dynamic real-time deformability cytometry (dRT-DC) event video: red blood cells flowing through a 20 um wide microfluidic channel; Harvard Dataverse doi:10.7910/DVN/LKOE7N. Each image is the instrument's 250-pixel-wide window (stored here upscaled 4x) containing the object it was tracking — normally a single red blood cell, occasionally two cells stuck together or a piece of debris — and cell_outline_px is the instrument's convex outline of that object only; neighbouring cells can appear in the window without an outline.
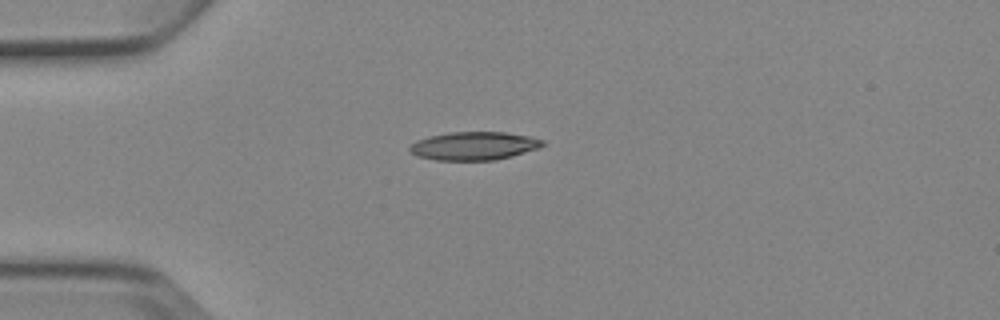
{"species": "Egyptian fruit bat (a non-hibernating species)", "species_latin": "Rousettus aegyptiacus", "temperature_condition": "cold", "stored_images_in_passage": 3, "camera_frame_rate_fps": 3000, "um_per_image_px": 0.085, "animal": {"sex": "female"}, "frame": {"image": 1, "passage_image": 1, "time_ms": 0.0, "image_size_px": [1000, 320], "cell_outline_px": [[544, 144], [536, 148], [512, 156], [496, 160], [436, 160], [416, 156], [408, 148], [416, 140], [428, 136], [448, 132], [504, 132], [528, 136], [544, 140]], "centroid_in_image_um": [40.24, 12.4], "position_along_channel_um": 44.8, "area_um2": 21.79}}
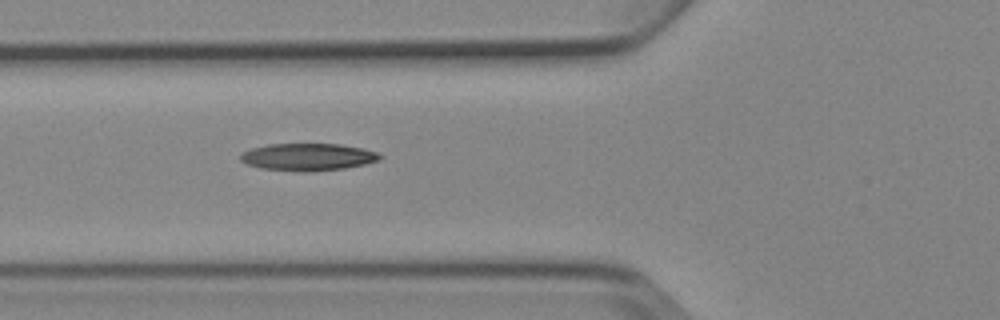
{"frame": {"image": 2, "passage_image": 3, "time_ms": 2.0, "image_size_px": [1000, 320], "cell_outline_px": [[384, 156], [380, 160], [364, 164], [344, 168], [304, 172], [300, 172], [260, 168], [244, 164], [240, 160], [240, 156], [244, 152], [252, 148], [268, 144], [340, 144], [364, 148], [376, 152]], "centroid_in_image_um": [26.17, 13.34], "position_along_channel_um": 99.6, "area_um2": 22.25}}